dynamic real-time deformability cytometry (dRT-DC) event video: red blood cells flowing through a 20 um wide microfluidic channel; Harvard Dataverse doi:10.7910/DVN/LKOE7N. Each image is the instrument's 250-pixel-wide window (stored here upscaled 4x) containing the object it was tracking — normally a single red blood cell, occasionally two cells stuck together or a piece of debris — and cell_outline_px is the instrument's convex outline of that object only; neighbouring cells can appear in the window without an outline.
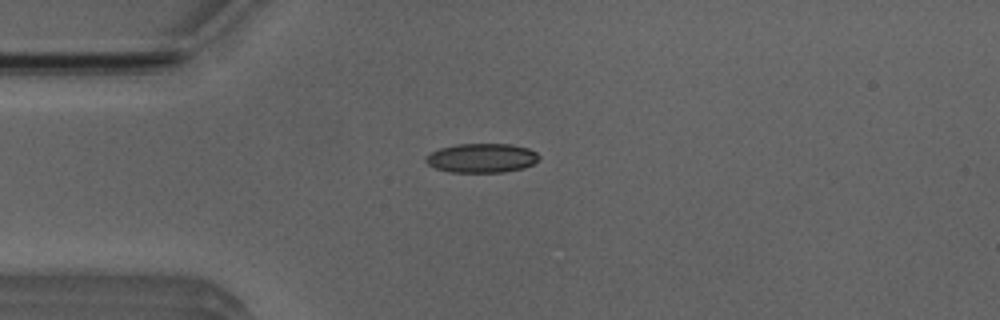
{"species": "Egyptian fruit bat (a non-hibernating species)", "species_latin": "Rousettus aegyptiacus", "temperature_condition": "room temperature", "stored_images_in_passage": 1, "camera_frame_rate_fps": 3000, "um_per_image_px": 0.085, "animal": {"sex": "male"}, "frame": {"image": 1, "passage_image": 1, "time_ms": 0.0, "image_size_px": [1000, 320], "cell_outline_px": [[540, 156], [532, 164], [524, 168], [504, 172], [452, 172], [436, 168], [428, 164], [424, 160], [424, 156], [440, 148], [456, 144], [512, 144], [528, 148], [536, 152]], "centroid_in_image_um": [40.93, 13.43], "position_along_channel_um": 44.1, "area_um2": 19.25}}